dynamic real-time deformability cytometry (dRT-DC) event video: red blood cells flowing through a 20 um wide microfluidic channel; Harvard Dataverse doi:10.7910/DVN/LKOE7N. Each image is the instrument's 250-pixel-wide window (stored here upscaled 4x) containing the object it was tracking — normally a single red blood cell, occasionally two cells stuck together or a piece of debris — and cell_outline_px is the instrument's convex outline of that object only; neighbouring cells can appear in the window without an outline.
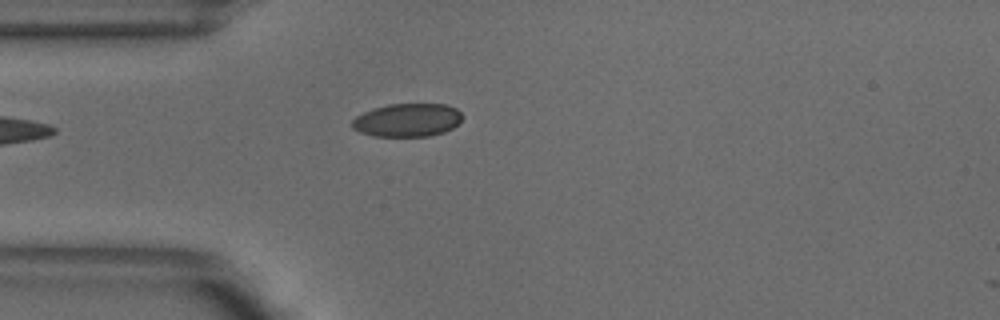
{"species": "common noctule bat (a hibernating species)", "species_latin": "Nyctalus noctula", "temperature_condition": "warm", "stored_images_in_passage": 39, "camera_frame_rate_fps": 3000, "um_per_image_px": 0.085, "animal": {"sex": "male", "body_mass_g": 18.8}, "frame": {"image": 1, "passage_image": 1, "time_ms": 0.0, "image_size_px": [1000, 320], "cell_outline_px": [[464, 116], [452, 128], [444, 132], [428, 136], [372, 136], [360, 132], [352, 128], [352, 120], [356, 116], [372, 108], [388, 104], [444, 104], [456, 108]], "centroid_in_image_um": [34.61, 10.2], "position_along_channel_um": 50.4, "area_um2": 21.39}, "authors_computed_cell_mechanics": {"area_um2": 20.9814, "velocity_mm_per_s": 3.8665, "shape_relaxation_time_tau1_ms": 4.5635, "shape_relaxation_time_tau2_ms": 1.2005, "deformation_change_tau1": 0.0799, "deformation_change_tau2": 0.0372}}